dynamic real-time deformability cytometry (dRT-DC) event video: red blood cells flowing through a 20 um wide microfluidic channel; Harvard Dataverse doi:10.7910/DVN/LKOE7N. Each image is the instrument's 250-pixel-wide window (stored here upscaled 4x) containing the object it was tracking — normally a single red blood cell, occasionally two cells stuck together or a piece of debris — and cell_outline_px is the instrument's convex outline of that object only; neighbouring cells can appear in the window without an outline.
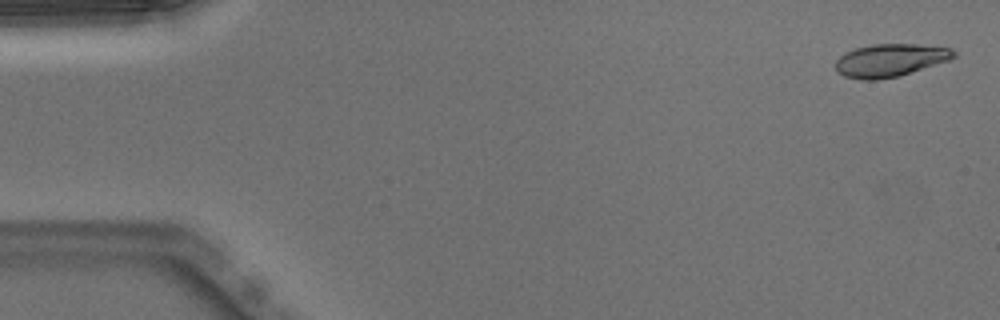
{"species": "Egyptian fruit bat (a non-hibernating species)", "species_latin": "Rousettus aegyptiacus", "temperature_condition": "warm", "stored_images_in_passage": 50, "camera_frame_rate_fps": 3000, "um_per_image_px": 0.085, "animal": {"sex": "male"}, "frame": {"image": 1, "passage_image": 2, "time_ms": 0.333, "image_size_px": [1000, 320], "cell_outline_px": [[956, 56], [948, 60], [900, 76], [876, 80], [860, 80], [844, 76], [836, 68], [836, 60], [844, 52], [856, 48], [872, 44], [916, 44], [952, 48], [956, 52]], "centroid_in_image_um": [75.66, 5.12], "position_along_channel_um": 9.3, "area_um2": 22.6}}
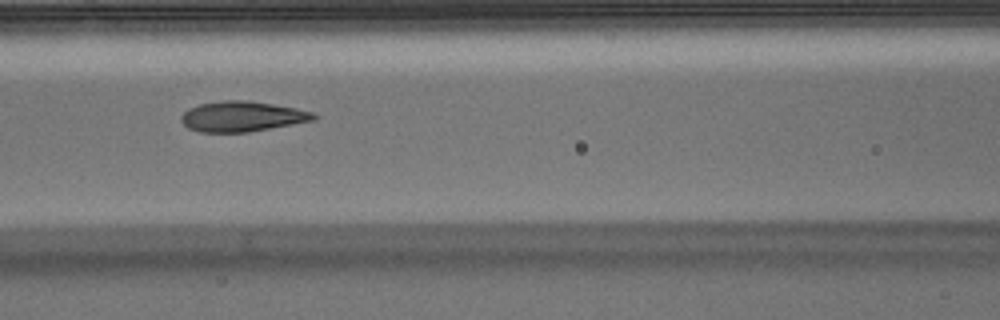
{"frame": {"image": 2, "passage_image": 22, "time_ms": 7.0, "image_size_px": [1000, 320], "cell_outline_px": [[320, 116], [316, 120], [248, 132], [200, 132], [188, 128], [180, 120], [180, 116], [188, 108], [200, 104], [220, 100], [248, 100], [296, 108], [312, 112]], "centroid_in_image_um": [20.58, 9.89], "position_along_channel_um": 146.0, "area_um2": 23.52}}
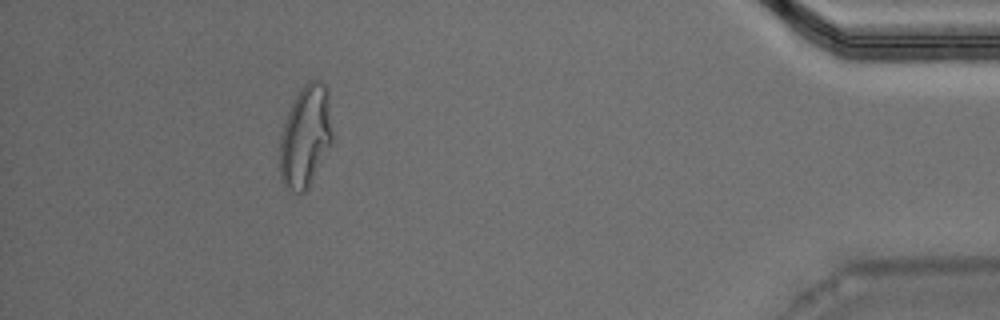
{"frame": {"image": 3, "passage_image": 46, "time_ms": 15.0, "image_size_px": [1000, 320], "cell_outline_px": [[332, 144], [308, 188], [304, 192], [288, 192], [284, 188], [280, 180], [280, 136], [288, 112], [300, 88], [308, 80], [320, 80], [328, 88], [332, 132]], "centroid_in_image_um": [25.96, 11.62], "position_along_channel_um": 409.2, "area_um2": 31.62}, "authors_computed_cell_mechanics": {"area_um2": 23.3512, "velocity_mm_per_s": 3.9839, "shape_relaxation_time_tau1_ms": 6.415, "shape_relaxation_time_tau2_ms": 1.0567, "deformation_change_tau1": 0.2252, "deformation_change_tau2": 0.069}}